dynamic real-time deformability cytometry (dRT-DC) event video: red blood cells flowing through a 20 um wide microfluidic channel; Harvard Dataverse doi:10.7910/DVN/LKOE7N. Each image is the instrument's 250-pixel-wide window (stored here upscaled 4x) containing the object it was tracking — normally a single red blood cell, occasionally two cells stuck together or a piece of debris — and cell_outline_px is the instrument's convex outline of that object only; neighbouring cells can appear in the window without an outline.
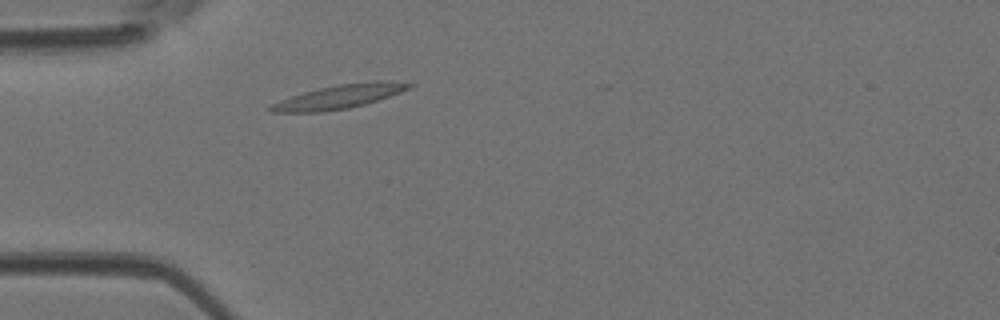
{"species": "Egyptian fruit bat (a non-hibernating species)", "species_latin": "Rousettus aegyptiacus", "temperature_condition": "room temperature", "stored_images_in_passage": 27, "camera_frame_rate_fps": 3000, "um_per_image_px": 0.085, "animal": {"sex": "female"}, "frame": {"image": 1, "passage_image": 1, "time_ms": 0.0, "image_size_px": [1000, 320], "cell_outline_px": [[416, 84], [400, 92], [364, 104], [348, 108], [324, 112], [272, 112], [268, 108], [272, 104], [280, 100], [304, 92], [320, 88], [340, 84], [368, 80], [392, 80]], "centroid_in_image_um": [28.87, 8.2], "position_along_channel_um": 56.1, "area_um2": 19.13}}
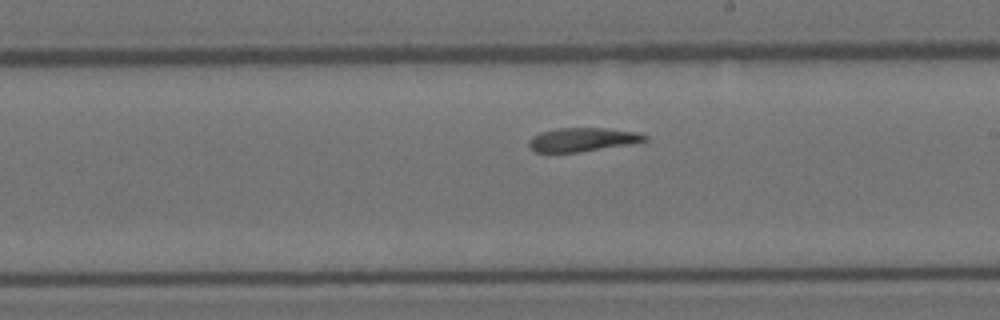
{"frame": {"image": 2, "passage_image": 14, "time_ms": 4.333, "image_size_px": [1000, 320], "cell_outline_px": [[648, 140], [628, 144], [580, 152], [536, 152], [528, 144], [528, 140], [532, 136], [540, 132], [556, 128], [604, 128], [636, 132], [648, 136]], "centroid_in_image_um": [49.48, 11.86], "position_along_channel_um": 239.5, "area_um2": 15.9}}
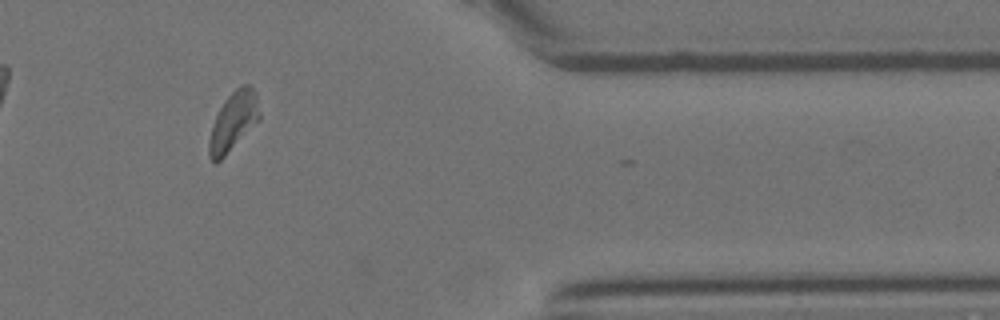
{"frame": {"image": 3, "passage_image": 26, "time_ms": 8.333, "image_size_px": [1000, 320], "cell_outline_px": [[260, 120], [216, 164], [212, 164], [208, 156], [208, 140], [212, 124], [224, 100], [240, 84], [248, 84], [256, 92], [260, 112]], "centroid_in_image_um": [19.82, 10.33], "position_along_channel_um": 391.6, "area_um2": 17.46}}